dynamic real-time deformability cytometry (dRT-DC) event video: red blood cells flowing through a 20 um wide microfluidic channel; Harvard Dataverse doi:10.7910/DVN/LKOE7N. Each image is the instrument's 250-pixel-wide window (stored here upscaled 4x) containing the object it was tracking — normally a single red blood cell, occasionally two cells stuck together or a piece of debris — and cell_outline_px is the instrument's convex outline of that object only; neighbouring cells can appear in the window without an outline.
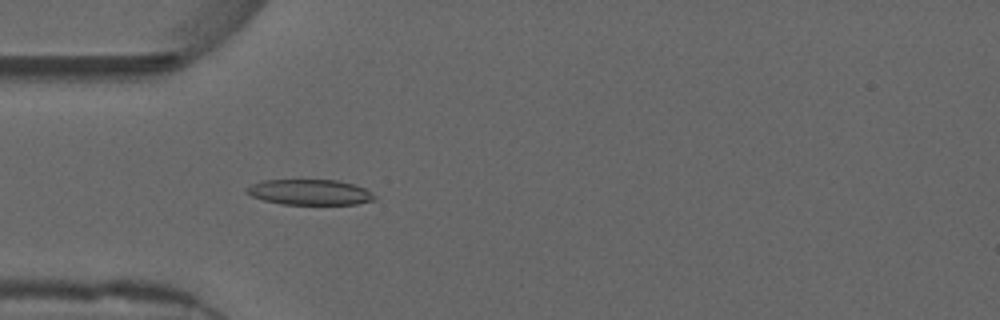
{"species": "common noctule bat (a hibernating species)", "species_latin": "Nyctalus noctula", "temperature_condition": "warm", "stored_images_in_passage": 35, "camera_frame_rate_fps": 3000, "um_per_image_px": 0.085, "animal": {"sex": "male", "forearm_length_mm": 52.5}, "frame": {"image": 1, "passage_image": 16, "time_ms": 5.0, "image_size_px": [1000, 320], "cell_outline_px": [[376, 200], [356, 204], [284, 204], [264, 200], [252, 196], [244, 192], [244, 188], [252, 184], [264, 180], [336, 180], [352, 184], [364, 188], [372, 192], [376, 196]], "centroid_in_image_um": [26.33, 16.33], "position_along_channel_um": 58.7, "area_um2": 18.96}}
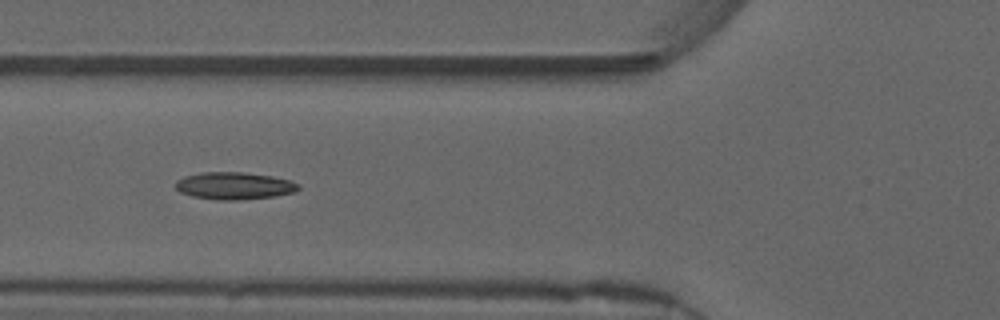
{"frame": {"image": 2, "passage_image": 20, "time_ms": 6.333, "image_size_px": [1000, 320], "cell_outline_px": [[300, 188], [296, 192], [276, 196], [240, 200], [216, 200], [192, 196], [180, 192], [176, 188], [176, 180], [184, 176], [200, 172], [244, 172], [272, 176], [288, 180], [300, 184]], "centroid_in_image_um": [19.92, 15.79], "position_along_channel_um": 105.9, "area_um2": 19.71}}